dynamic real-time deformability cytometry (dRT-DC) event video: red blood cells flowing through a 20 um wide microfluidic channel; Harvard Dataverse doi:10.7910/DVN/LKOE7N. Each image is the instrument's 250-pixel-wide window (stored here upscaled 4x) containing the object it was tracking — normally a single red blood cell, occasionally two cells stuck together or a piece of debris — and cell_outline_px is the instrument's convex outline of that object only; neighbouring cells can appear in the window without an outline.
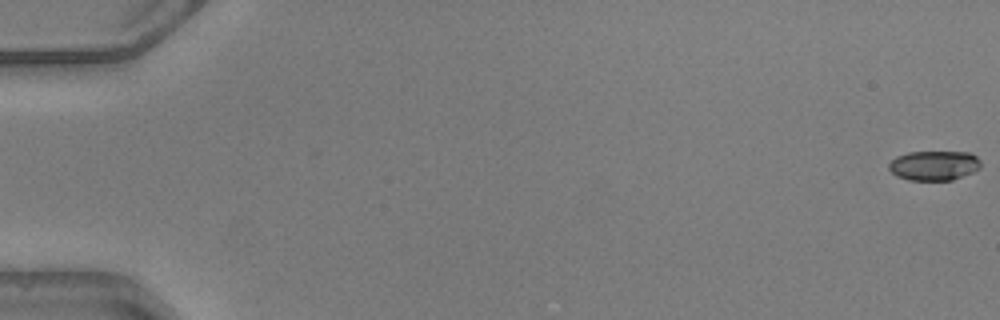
{"species": "common noctule bat (a hibernating species)", "species_latin": "Nyctalus noctula", "temperature_condition": "warm", "stored_images_in_passage": 51, "camera_frame_rate_fps": 3000, "um_per_image_px": 0.085, "animal": {"sex": "male", "body_mass_g": 20.5, "forearm_length_mm": 52.5}, "frame": {"image": 1, "passage_image": 1, "time_ms": 0.0, "image_size_px": [1000, 320], "cell_outline_px": [[980, 168], [972, 172], [952, 180], [908, 180], [896, 176], [888, 168], [888, 164], [896, 156], [908, 152], [968, 152], [976, 156], [980, 160]], "centroid_in_image_um": [79.37, 14.07], "position_along_channel_um": 5.6, "area_um2": 15.9}}
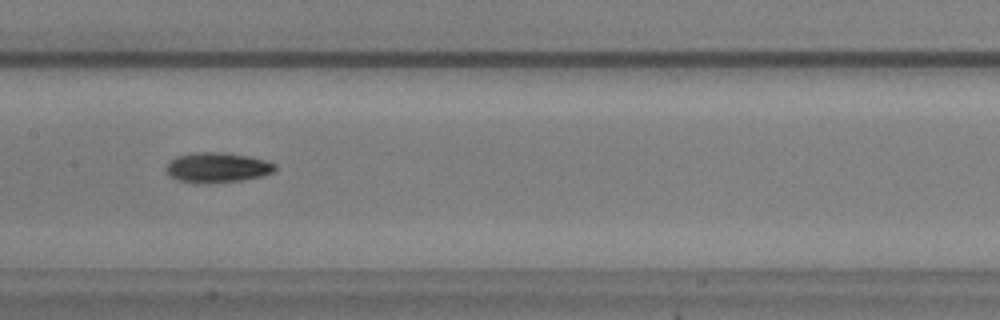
{"frame": {"image": 2, "passage_image": 27, "time_ms": 8.667, "image_size_px": [1000, 320], "cell_outline_px": [[276, 172], [264, 176], [240, 180], [204, 184], [196, 184], [180, 180], [172, 176], [164, 168], [176, 156], [192, 152], [220, 152], [248, 156], [264, 160], [276, 164]], "centroid_in_image_um": [18.49, 14.24], "position_along_channel_um": 188.9, "area_um2": 19.13}}
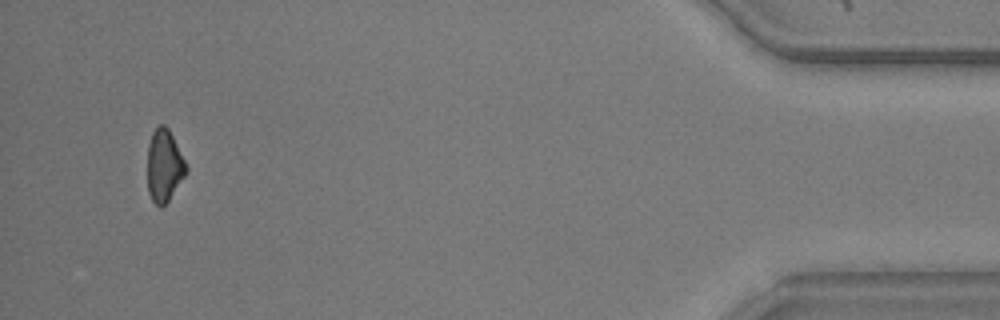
{"frame": {"image": 3, "passage_image": 49, "time_ms": 16.0, "image_size_px": [1000, 320], "cell_outline_px": [[188, 172], [168, 200], [160, 208], [152, 200], [148, 192], [148, 144], [152, 132], [160, 124], [164, 124], [168, 128], [188, 168]], "centroid_in_image_um": [13.95, 14.09], "position_along_channel_um": 421.2, "area_um2": 16.13}, "authors_computed_cell_mechanics": {"area_um2": 16.9354, "velocity_mm_per_s": 4.1381, "shape_relaxation_time_tau1_ms": 3.8341, "shape_relaxation_time_tau2_ms": null, "deformation_change_tau1": 0.1487, "deformation_change_tau2": null}}